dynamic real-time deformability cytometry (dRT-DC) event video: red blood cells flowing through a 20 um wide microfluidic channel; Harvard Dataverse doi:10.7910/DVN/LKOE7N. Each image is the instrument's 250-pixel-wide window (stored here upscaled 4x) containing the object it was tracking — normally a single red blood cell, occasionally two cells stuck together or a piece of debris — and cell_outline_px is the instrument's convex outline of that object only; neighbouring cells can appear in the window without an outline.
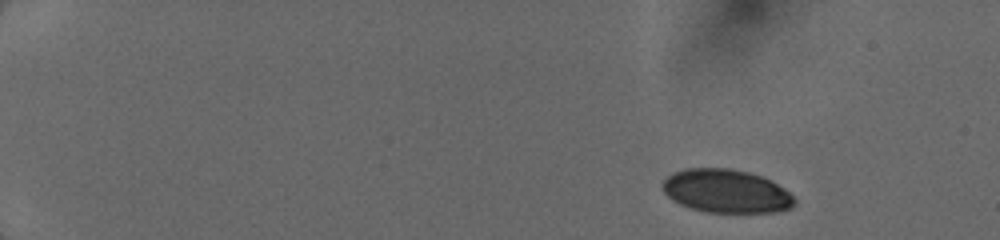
{"species": "human", "species_latin": "Homo sapiens", "temperature_condition": "cold", "stored_images_in_passage": 6, "camera_frame_rate_fps": 3000, "um_per_image_px": 0.085, "donor": {"sex": "female"}, "frame": {"image": 1, "passage_image": 1, "time_ms": 0.0, "image_size_px": [1000, 240], "cell_outline_px": [[796, 204], [792, 208], [780, 212], [704, 212], [680, 204], [672, 200], [664, 192], [660, 184], [672, 172], [684, 168], [728, 168], [748, 172], [772, 180], [784, 188], [796, 200]], "centroid_in_image_um": [61.73, 16.24], "position_along_channel_um": 23.3, "area_um2": 33.64}}
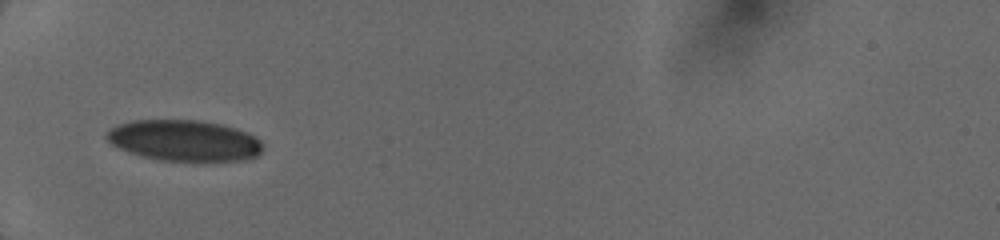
{"frame": {"image": 2, "passage_image": 5, "time_ms": 4.333, "image_size_px": [1000, 240], "cell_outline_px": [[264, 148], [256, 156], [244, 160], [160, 160], [140, 156], [128, 152], [112, 144], [104, 136], [112, 128], [120, 124], [132, 120], [200, 120], [224, 124], [236, 128], [256, 136], [264, 144]], "centroid_in_image_um": [15.69, 11.93], "position_along_channel_um": 69.3, "area_um2": 37.28}}